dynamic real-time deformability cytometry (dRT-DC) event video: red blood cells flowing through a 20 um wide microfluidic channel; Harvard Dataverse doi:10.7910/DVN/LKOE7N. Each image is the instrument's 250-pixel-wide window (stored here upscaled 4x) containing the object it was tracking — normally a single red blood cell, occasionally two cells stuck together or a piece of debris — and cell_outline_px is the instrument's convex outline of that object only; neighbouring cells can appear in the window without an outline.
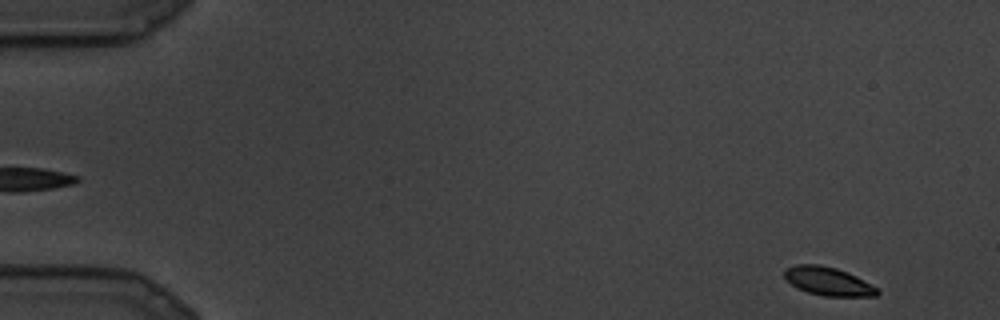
{"species": "common noctule bat (a hibernating species)", "species_latin": "Nyctalus noctula", "temperature_condition": "cold", "stored_images_in_passage": 15, "camera_frame_rate_fps": 3000, "um_per_image_px": 0.085, "animal": {"sex": "male", "body_mass_g": 19.5, "forearm_length_mm": 54.6}, "frame": {"image": 1, "passage_image": 1, "time_ms": 0.0, "image_size_px": [1000, 320], "cell_outline_px": [[880, 292], [876, 296], [824, 296], [808, 292], [792, 284], [784, 276], [784, 268], [796, 264], [820, 264], [836, 268], [848, 272], [856, 276], [876, 288]], "centroid_in_image_um": [70.37, 23.89], "position_along_channel_um": 14.6, "area_um2": 15.2}}
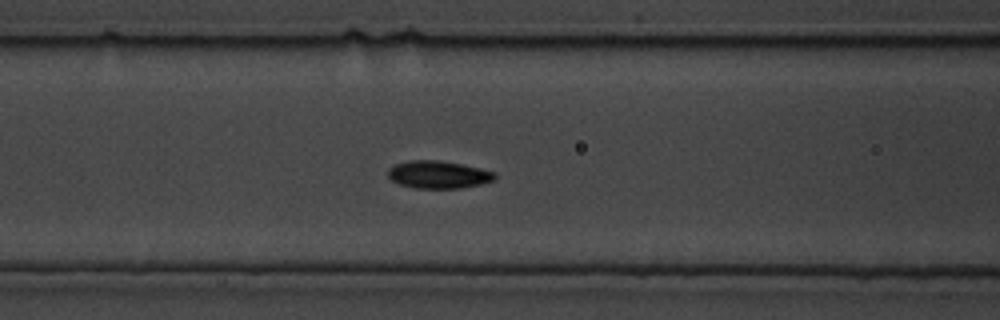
{"frame": {"image": 2, "passage_image": 10, "time_ms": 3.0, "image_size_px": [1000, 320], "cell_outline_px": [[496, 180], [480, 184], [460, 188], [412, 188], [400, 184], [392, 180], [388, 176], [388, 168], [396, 164], [408, 160], [436, 160], [460, 164], [480, 168], [496, 172]], "centroid_in_image_um": [37.27, 14.84], "position_along_channel_um": 129.3, "area_um2": 17.17}}
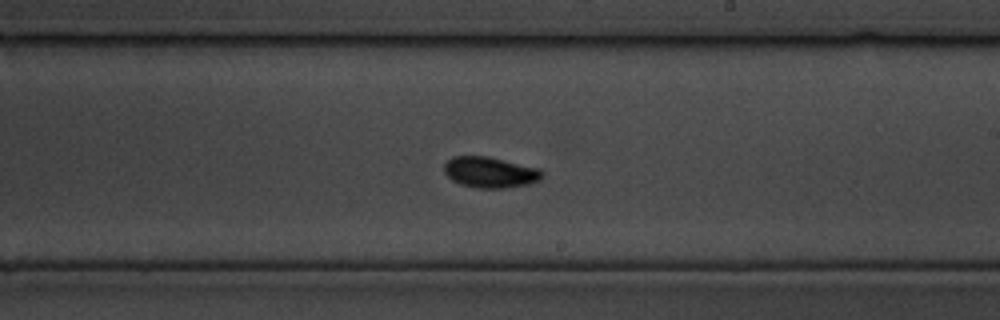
{"frame": {"image": 3, "passage_image": 15, "time_ms": 4.667, "image_size_px": [1000, 320], "cell_outline_px": [[544, 176], [540, 180], [528, 184], [504, 188], [480, 188], [460, 184], [452, 180], [444, 172], [444, 164], [452, 156], [488, 156], [540, 168], [544, 172]], "centroid_in_image_um": [41.68, 14.64], "position_along_channel_um": 247.3, "area_um2": 17.74}}